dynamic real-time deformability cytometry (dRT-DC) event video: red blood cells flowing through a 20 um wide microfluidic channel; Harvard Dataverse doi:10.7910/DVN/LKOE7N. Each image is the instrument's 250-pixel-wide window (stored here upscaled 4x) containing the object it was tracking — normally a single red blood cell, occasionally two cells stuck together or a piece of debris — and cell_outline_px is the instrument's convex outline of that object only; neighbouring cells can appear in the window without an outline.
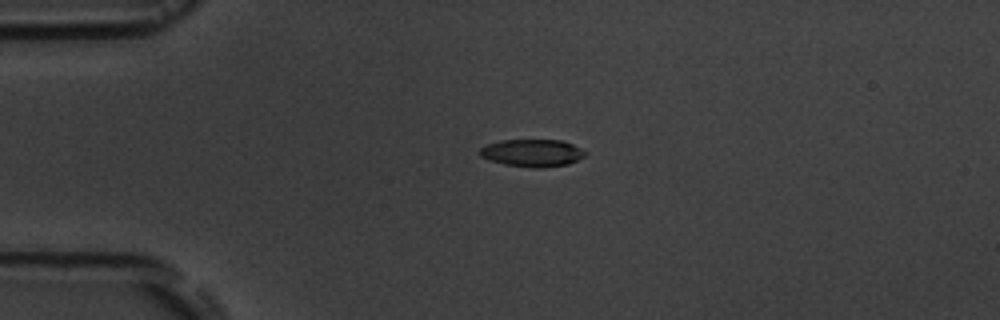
{"species": "common noctule bat (a hibernating species)", "species_latin": "Nyctalus noctula", "temperature_condition": "room temperature", "stored_images_in_passage": 4, "camera_frame_rate_fps": 3000, "um_per_image_px": 0.085, "animal": {"sex": "male", "body_mass_g": 19.5, "forearm_length_mm": 54.6}, "frame": {"image": 1, "passage_image": 2, "time_ms": 1.0, "image_size_px": [1000, 320], "cell_outline_px": [[588, 152], [584, 156], [568, 164], [540, 168], [536, 168], [504, 164], [488, 160], [480, 156], [476, 152], [480, 148], [488, 144], [500, 140], [560, 140], [572, 144]], "centroid_in_image_um": [45.2, 13.0], "position_along_channel_um": 39.8, "area_um2": 16.88}}
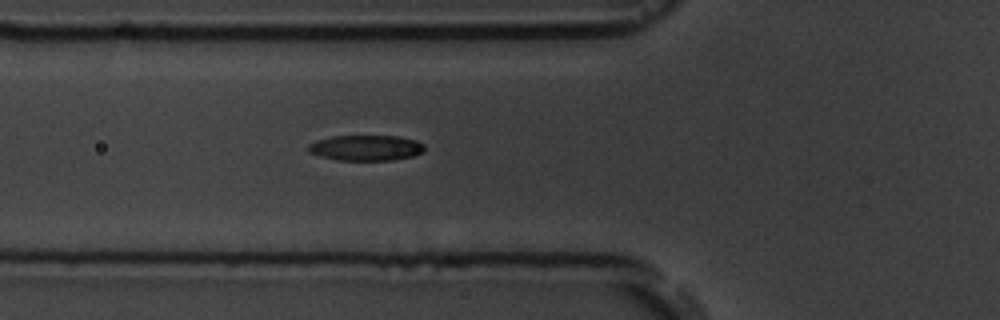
{"frame": {"image": 2, "passage_image": 4, "time_ms": 3.333, "image_size_px": [1000, 320], "cell_outline_px": [[424, 152], [412, 156], [392, 160], [336, 160], [320, 156], [308, 152], [308, 144], [316, 140], [332, 136], [396, 136], [416, 140], [424, 144]], "centroid_in_image_um": [31.09, 12.56], "position_along_channel_um": 94.7, "area_um2": 17.34}}